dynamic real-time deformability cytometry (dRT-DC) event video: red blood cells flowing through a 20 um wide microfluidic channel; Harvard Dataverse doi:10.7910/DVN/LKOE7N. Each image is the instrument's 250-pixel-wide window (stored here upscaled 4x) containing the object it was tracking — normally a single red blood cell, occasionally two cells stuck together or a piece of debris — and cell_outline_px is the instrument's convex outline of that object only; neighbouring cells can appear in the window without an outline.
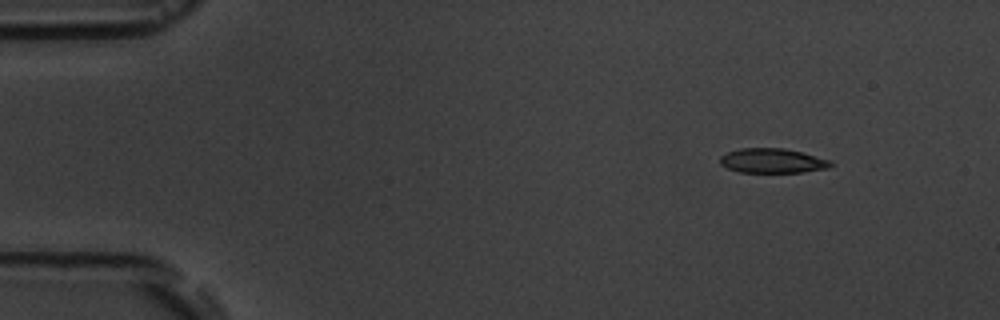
{"species": "common noctule bat (a hibernating species)", "species_latin": "Nyctalus noctula", "temperature_condition": "room temperature", "stored_images_in_passage": 3, "camera_frame_rate_fps": 3000, "um_per_image_px": 0.085, "animal": {"sex": "male", "body_mass_g": 19.5, "forearm_length_mm": 54.6}, "frame": {"image": 1, "passage_image": 1, "time_ms": 0.0, "image_size_px": [1000, 320], "cell_outline_px": [[832, 164], [828, 168], [804, 172], [740, 172], [728, 168], [720, 164], [720, 156], [728, 152], [740, 148], [784, 148], [832, 160]], "centroid_in_image_um": [65.66, 13.66], "position_along_channel_um": 19.3, "area_um2": 15.78}}
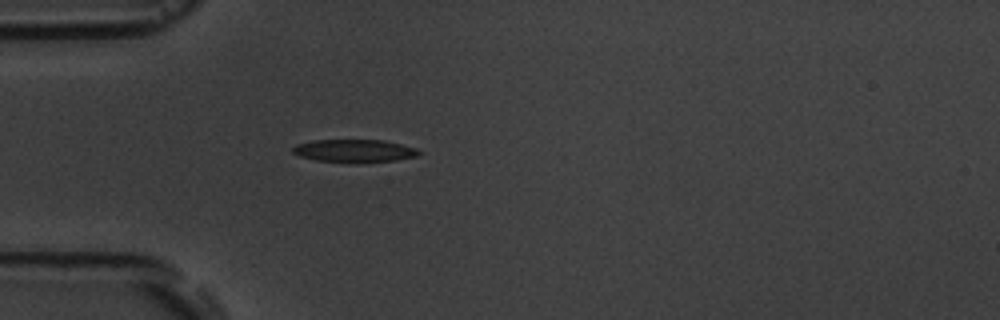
{"frame": {"image": 2, "passage_image": 3, "time_ms": 3.333, "image_size_px": [1000, 320], "cell_outline_px": [[420, 152], [416, 156], [396, 160], [316, 160], [300, 156], [292, 152], [292, 148], [296, 144], [312, 140], [384, 140], [416, 148]], "centroid_in_image_um": [30.08, 12.77], "position_along_channel_um": 54.9, "area_um2": 15.84}}